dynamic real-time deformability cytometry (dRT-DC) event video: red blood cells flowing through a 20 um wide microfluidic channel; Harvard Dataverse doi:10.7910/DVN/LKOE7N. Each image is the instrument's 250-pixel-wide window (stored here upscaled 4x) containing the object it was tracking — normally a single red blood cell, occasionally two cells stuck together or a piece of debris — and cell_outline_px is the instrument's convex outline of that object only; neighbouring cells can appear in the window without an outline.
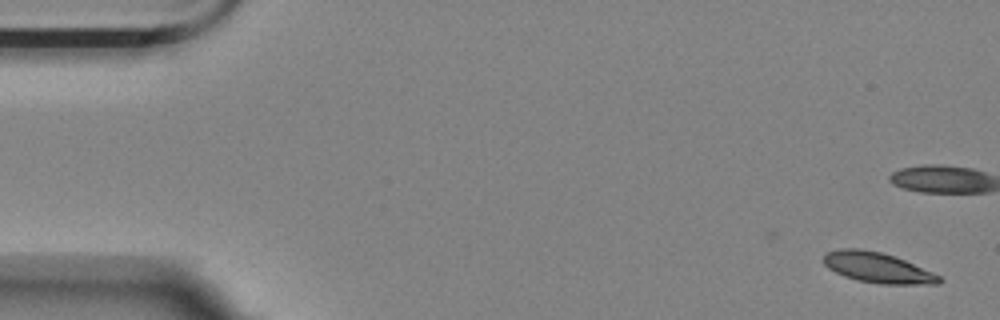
{"species": "Egyptian fruit bat (a non-hibernating species)", "species_latin": "Rousettus aegyptiacus", "temperature_condition": "room temperature", "stored_images_in_passage": 5, "camera_frame_rate_fps": 3000, "um_per_image_px": 0.085, "animal": {"sex": "female"}, "frame": {"image": 1, "passage_image": 1, "time_ms": 0.0, "image_size_px": [1000, 320], "cell_outline_px": [[944, 280], [940, 284], [880, 284], [856, 280], [844, 276], [828, 268], [824, 264], [824, 256], [828, 252], [840, 248], [860, 248], [880, 252], [904, 260], [932, 272], [940, 276]], "centroid_in_image_um": [74.6, 22.76], "position_along_channel_um": 10.4, "area_um2": 20.35}}